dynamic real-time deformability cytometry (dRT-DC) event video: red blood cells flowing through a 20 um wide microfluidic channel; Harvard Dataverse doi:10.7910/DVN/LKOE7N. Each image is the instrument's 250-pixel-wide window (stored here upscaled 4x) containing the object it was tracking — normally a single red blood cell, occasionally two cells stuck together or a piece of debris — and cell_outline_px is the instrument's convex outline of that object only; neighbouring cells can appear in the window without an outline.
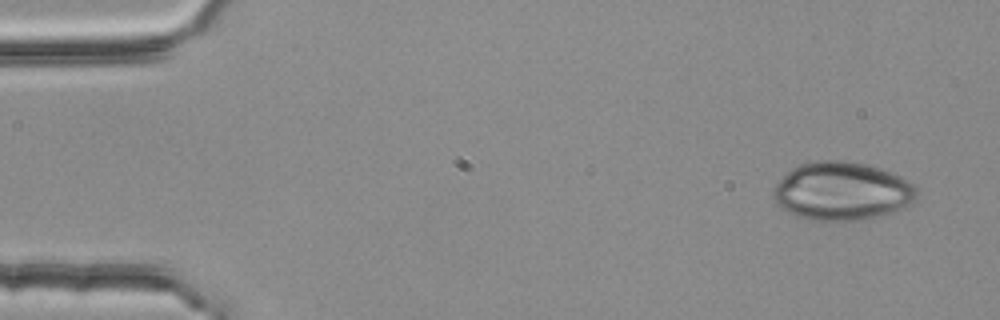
{"species": "common noctule bat (a hibernating species)", "species_latin": "Nyctalus noctula", "temperature_condition": "room temperature", "stored_images_in_passage": 4, "camera_frame_rate_fps": 3000, "um_per_image_px": 0.085, "animal": {"sex": "female", "body_mass_g": 25.1}, "frame": {"image": 1, "passage_image": 1, "time_ms": 0.0, "image_size_px": [1000, 320], "cell_outline_px": [[916, 200], [896, 212], [864, 220], [812, 220], [788, 212], [780, 208], [776, 204], [772, 196], [772, 188], [792, 168], [800, 164], [816, 160], [844, 160], [872, 164], [900, 176], [912, 184], [916, 188]], "centroid_in_image_um": [71.57, 16.24], "position_along_channel_um": 13.4, "area_um2": 49.13}}